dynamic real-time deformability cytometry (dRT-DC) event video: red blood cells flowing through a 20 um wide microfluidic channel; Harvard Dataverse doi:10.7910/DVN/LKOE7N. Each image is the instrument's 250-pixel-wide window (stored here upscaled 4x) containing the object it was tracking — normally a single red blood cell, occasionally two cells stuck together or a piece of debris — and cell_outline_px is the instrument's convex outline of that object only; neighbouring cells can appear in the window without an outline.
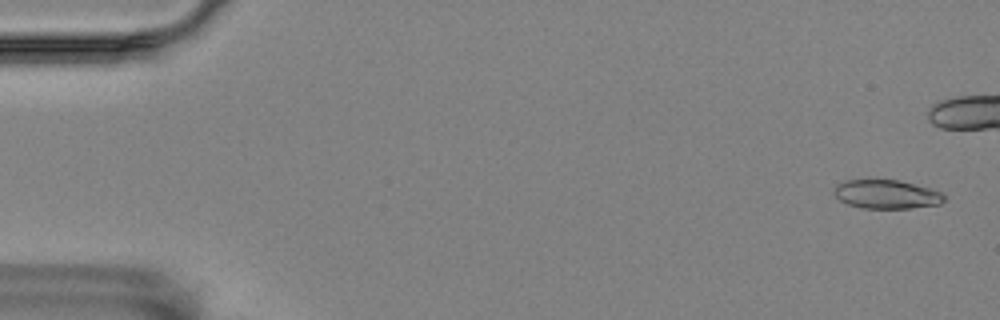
{"species": "Egyptian fruit bat (a non-hibernating species)", "species_latin": "Rousettus aegyptiacus", "temperature_condition": "room temperature", "stored_images_in_passage": 45, "camera_frame_rate_fps": 3000, "um_per_image_px": 0.085, "animal": {"sex": "female"}, "frame": {"image": 1, "passage_image": 2, "time_ms": 0.333, "image_size_px": [1000, 320], "cell_outline_px": [[944, 200], [940, 204], [912, 208], [864, 208], [848, 204], [840, 200], [832, 192], [836, 184], [844, 180], [868, 176], [900, 180], [944, 192]], "centroid_in_image_um": [75.3, 16.45], "position_along_channel_um": 9.7, "area_um2": 19.36}}
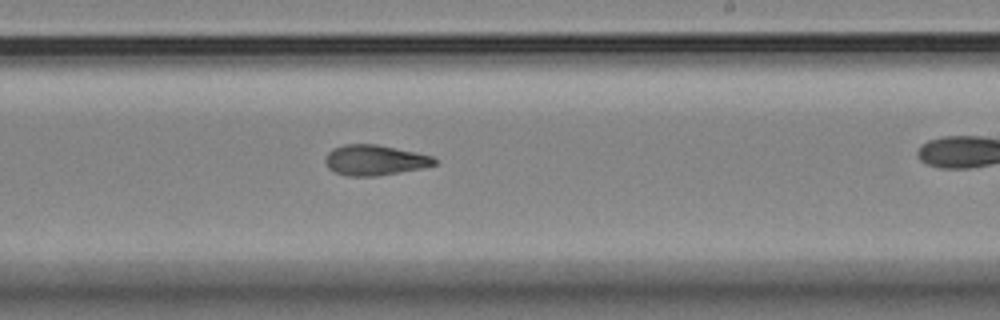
{"frame": {"image": 2, "passage_image": 34, "time_ms": 11.0, "image_size_px": [1000, 320], "cell_outline_px": [[436, 164], [420, 168], [376, 176], [348, 176], [336, 172], [328, 168], [324, 160], [328, 152], [332, 148], [344, 144], [376, 144], [416, 152], [432, 156], [436, 160]], "centroid_in_image_um": [31.81, 13.6], "position_along_channel_um": 257.2, "area_um2": 19.19}}
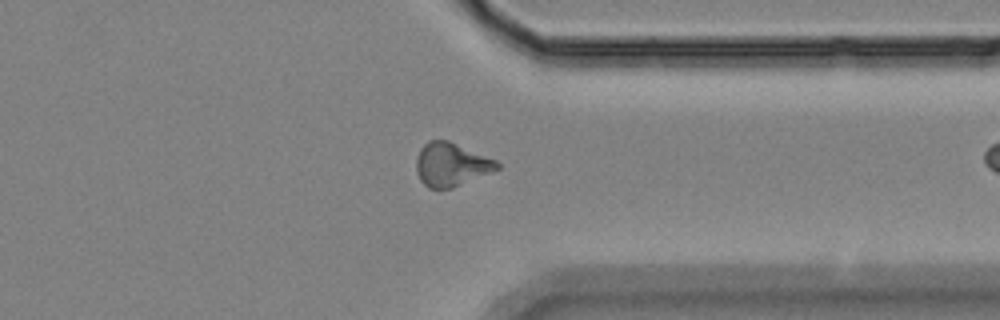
{"frame": {"image": 3, "passage_image": 44, "time_ms": 14.333, "image_size_px": [1000, 320], "cell_outline_px": [[500, 168], [452, 188], [428, 188], [420, 180], [416, 172], [416, 160], [420, 148], [428, 140], [448, 140], [496, 160], [500, 164]], "centroid_in_image_um": [38.32, 13.98], "position_along_channel_um": 373.1, "area_um2": 20.35}}